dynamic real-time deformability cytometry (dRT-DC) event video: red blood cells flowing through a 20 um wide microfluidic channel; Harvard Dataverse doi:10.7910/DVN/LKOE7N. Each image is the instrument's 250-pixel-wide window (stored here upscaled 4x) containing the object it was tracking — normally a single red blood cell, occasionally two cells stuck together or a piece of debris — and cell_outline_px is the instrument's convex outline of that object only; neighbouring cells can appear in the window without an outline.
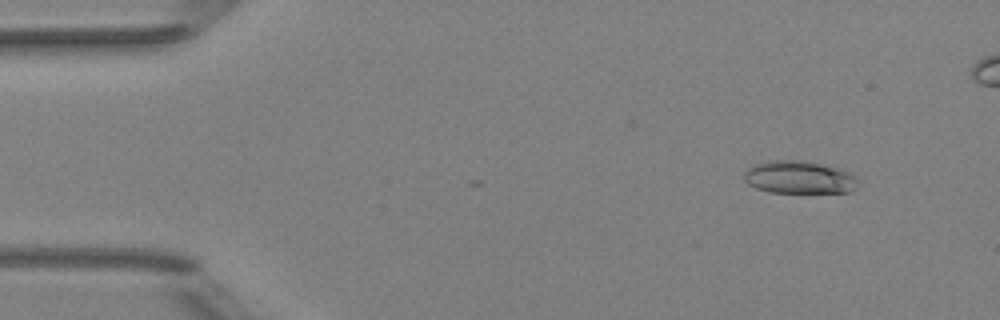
{"species": "Egyptian fruit bat (a non-hibernating species)", "species_latin": "Rousettus aegyptiacus", "temperature_condition": "room temperature", "stored_images_in_passage": 8, "camera_frame_rate_fps": 3000, "um_per_image_px": 0.085, "animal": {"sex": "female"}, "frame": {"image": 1, "passage_image": 5, "time_ms": 1.333, "image_size_px": [1000, 320], "cell_outline_px": [[860, 184], [856, 188], [848, 192], [768, 192], [756, 188], [748, 184], [744, 180], [744, 172], [752, 164], [764, 160], [804, 160], [840, 168], [856, 176]], "centroid_in_image_um": [67.92, 15.05], "position_along_channel_um": 17.1, "area_um2": 22.08}}